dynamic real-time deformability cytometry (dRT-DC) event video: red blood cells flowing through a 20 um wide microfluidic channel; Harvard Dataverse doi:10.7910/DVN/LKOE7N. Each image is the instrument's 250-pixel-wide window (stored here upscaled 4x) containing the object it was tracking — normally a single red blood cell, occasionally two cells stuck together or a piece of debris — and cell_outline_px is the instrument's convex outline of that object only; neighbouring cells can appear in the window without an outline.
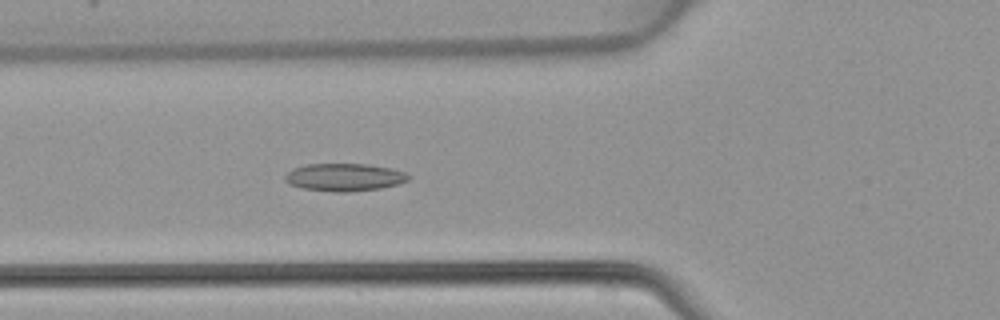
{"species": "common noctule bat (a hibernating species)", "species_latin": "Nyctalus noctula", "temperature_condition": "warm", "stored_images_in_passage": 30, "camera_frame_rate_fps": 3000, "um_per_image_px": 0.085, "animal": {"sex": "female", "body_mass_g": 22.7, "forearm_length_mm": 54.2}, "frame": {"image": 1, "passage_image": 4, "time_ms": 1.0, "image_size_px": [1000, 320], "cell_outline_px": [[412, 176], [408, 180], [400, 184], [380, 188], [348, 192], [336, 192], [304, 188], [288, 184], [284, 180], [284, 176], [292, 168], [304, 164], [368, 164], [392, 168], [404, 172]], "centroid_in_image_um": [29.28, 15.06], "position_along_channel_um": 96.5, "area_um2": 20.06}}
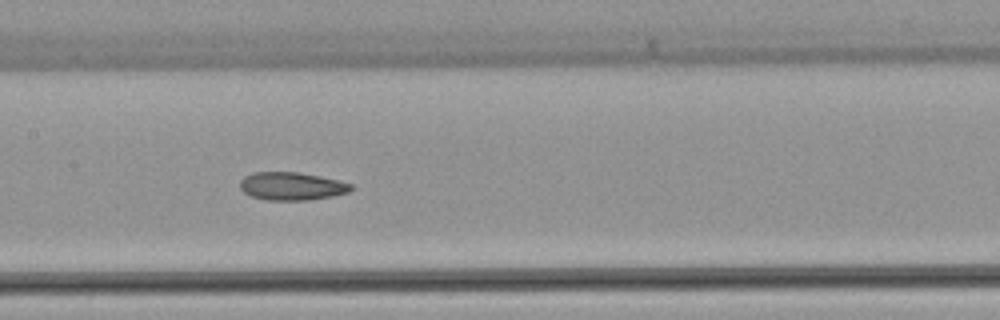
{"frame": {"image": 2, "passage_image": 10, "time_ms": 3.0, "image_size_px": [1000, 320], "cell_outline_px": [[352, 188], [348, 192], [332, 196], [308, 200], [268, 200], [252, 196], [244, 192], [240, 188], [240, 180], [244, 176], [252, 172], [296, 172], [320, 176], [340, 180], [352, 184]], "centroid_in_image_um": [24.79, 15.82], "position_along_channel_um": 182.6, "area_um2": 18.09}}
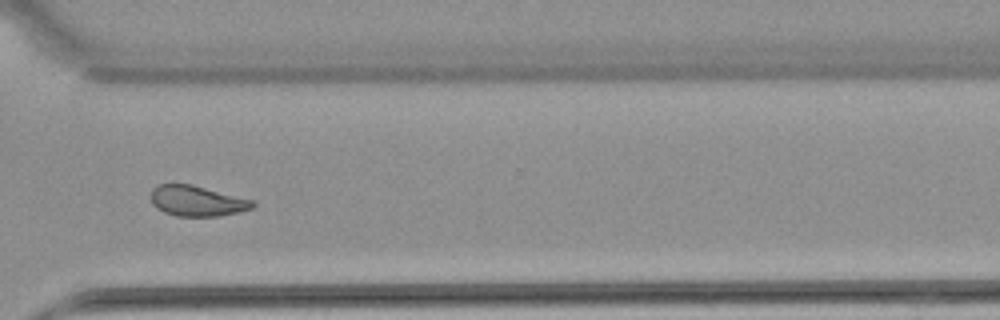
{"frame": {"image": 3, "passage_image": 22, "time_ms": 7.0, "image_size_px": [1000, 320], "cell_outline_px": [[256, 204], [252, 208], [220, 216], [176, 216], [164, 212], [156, 208], [152, 204], [152, 188], [160, 184], [192, 184], [256, 200]], "centroid_in_image_um": [16.78, 17.07], "position_along_channel_um": 353.8, "area_um2": 18.21}}